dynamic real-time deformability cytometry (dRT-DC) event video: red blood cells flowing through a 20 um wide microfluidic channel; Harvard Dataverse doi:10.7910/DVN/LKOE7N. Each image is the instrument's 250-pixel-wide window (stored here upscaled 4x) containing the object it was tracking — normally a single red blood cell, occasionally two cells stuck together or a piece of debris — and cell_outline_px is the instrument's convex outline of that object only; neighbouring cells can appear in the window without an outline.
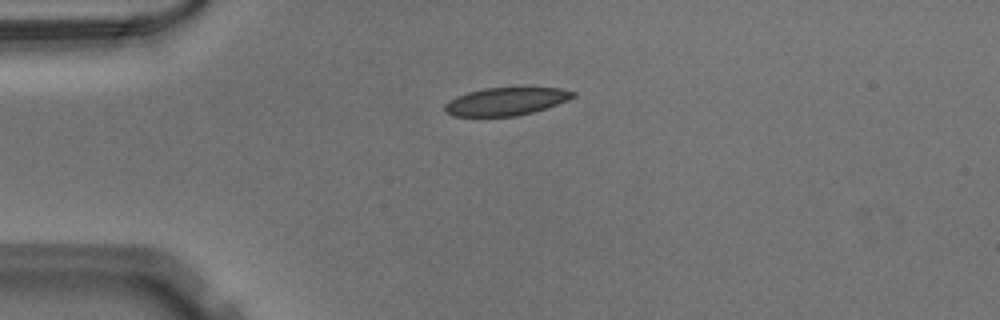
{"species": "Egyptian fruit bat (a non-hibernating species)", "species_latin": "Rousettus aegyptiacus", "temperature_condition": "warm", "stored_images_in_passage": 39, "camera_frame_rate_fps": 3000, "um_per_image_px": 0.085, "animal": {"sex": "male"}, "frame": {"image": 1, "passage_image": 1, "time_ms": 0.0, "image_size_px": [1000, 320], "cell_outline_px": [[576, 96], [568, 100], [532, 112], [516, 116], [452, 116], [444, 112], [444, 104], [448, 100], [456, 96], [468, 92], [484, 88], [524, 84], [560, 88], [576, 92]], "centroid_in_image_um": [43.03, 8.56], "position_along_channel_um": 42.0, "area_um2": 21.85}}
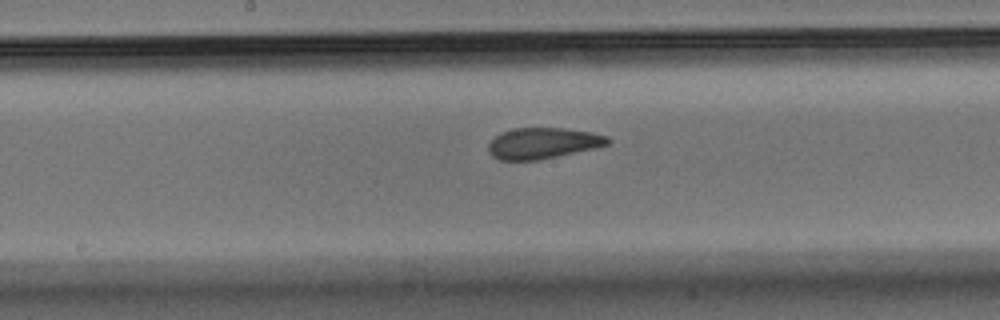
{"frame": {"image": 2, "passage_image": 15, "time_ms": 4.667, "image_size_px": [1000, 320], "cell_outline_px": [[612, 140], [608, 144], [596, 148], [536, 160], [500, 160], [492, 156], [488, 152], [488, 144], [496, 136], [504, 132], [516, 128], [564, 128], [592, 132], [608, 136]], "centroid_in_image_um": [46.17, 12.17], "position_along_channel_um": 202.0, "area_um2": 21.44}}
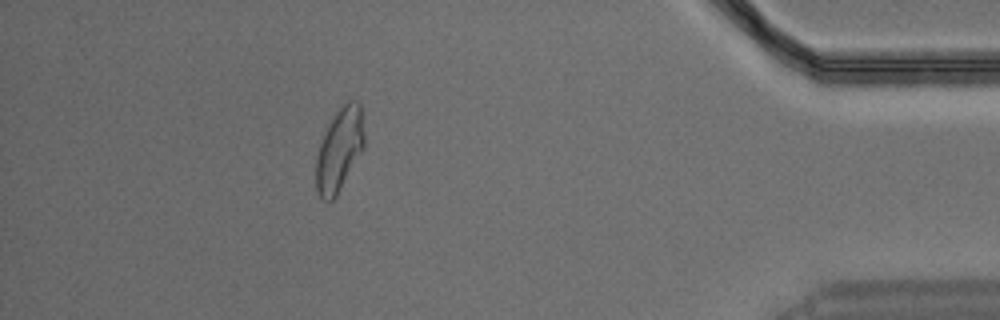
{"frame": {"image": 3, "passage_image": 34, "time_ms": 11.0, "image_size_px": [1000, 320], "cell_outline_px": [[364, 148], [336, 196], [332, 200], [324, 200], [320, 196], [316, 188], [316, 156], [324, 132], [336, 112], [348, 100], [356, 100], [360, 104], [364, 132]], "centroid_in_image_um": [28.85, 12.71], "position_along_channel_um": 406.3, "area_um2": 23.12}}